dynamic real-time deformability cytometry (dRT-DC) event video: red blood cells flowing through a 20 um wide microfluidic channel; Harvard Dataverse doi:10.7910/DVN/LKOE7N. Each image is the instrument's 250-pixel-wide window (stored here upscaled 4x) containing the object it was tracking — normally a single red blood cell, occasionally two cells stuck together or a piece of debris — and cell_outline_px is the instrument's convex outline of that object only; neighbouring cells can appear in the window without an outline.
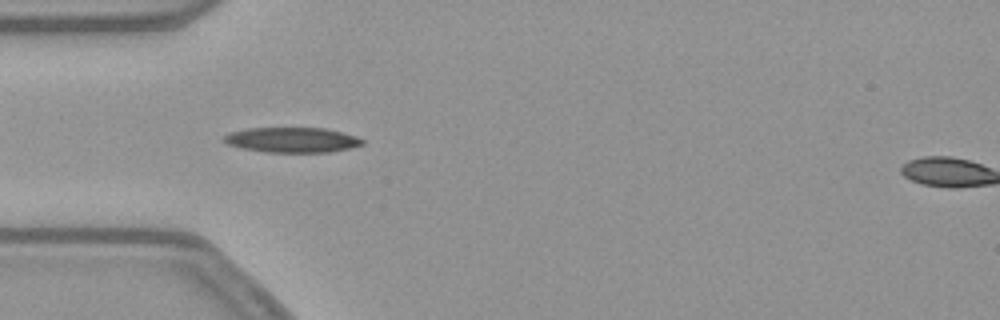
{"species": "common noctule bat (a hibernating species)", "species_latin": "Nyctalus noctula", "temperature_condition": "warm", "stored_images_in_passage": 42, "camera_frame_rate_fps": 3000, "um_per_image_px": 0.085, "animal": {"sex": "female", "body_mass_g": 21.9}, "frame": {"image": 1, "passage_image": 4, "time_ms": 1.0, "image_size_px": [1000, 320], "cell_outline_px": [[364, 144], [348, 148], [328, 152], [268, 152], [244, 148], [228, 144], [224, 140], [224, 136], [228, 132], [248, 128], [324, 128], [356, 136], [364, 140]], "centroid_in_image_um": [24.82, 11.88], "position_along_channel_um": 60.2, "area_um2": 20.0}}
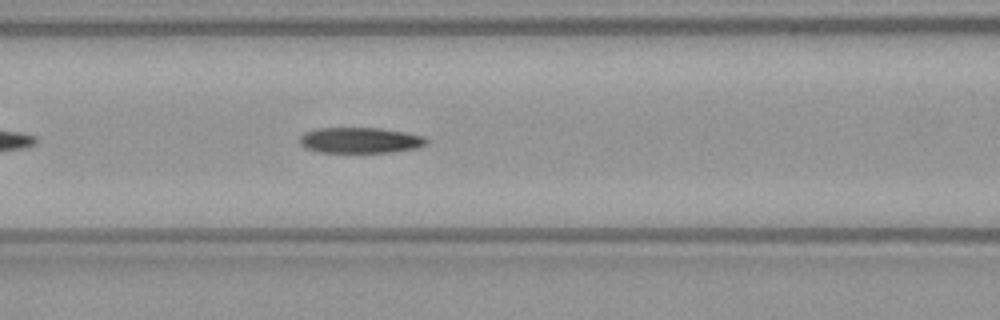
{"frame": {"image": 2, "passage_image": 10, "time_ms": 3.0, "image_size_px": [1000, 320], "cell_outline_px": [[428, 140], [424, 144], [416, 148], [392, 152], [316, 152], [304, 148], [300, 144], [300, 136], [304, 132], [316, 128], [380, 128], [404, 132], [424, 136]], "centroid_in_image_um": [30.56, 11.92], "position_along_channel_um": 136.0, "area_um2": 19.02}}
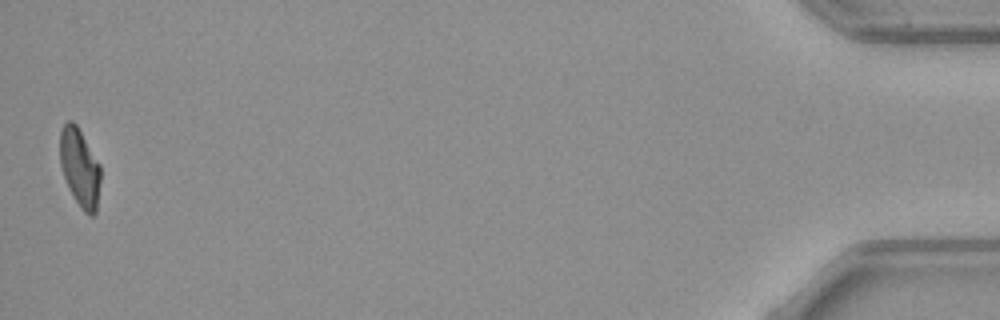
{"frame": {"image": 3, "passage_image": 41, "time_ms": 13.333, "image_size_px": [1000, 320], "cell_outline_px": [[100, 180], [96, 212], [92, 216], [88, 216], [80, 208], [68, 188], [60, 164], [60, 132], [64, 124], [68, 120], [72, 120], [76, 124], [100, 164]], "centroid_in_image_um": [6.78, 14.27], "position_along_channel_um": 428.4, "area_um2": 18.5}, "authors_computed_cell_mechanics": {"area_um2": 19.6809, "velocity_mm_per_s": 3.8244, "shape_relaxation_time_tau1_ms": 5.6353, "shape_relaxation_time_tau2_ms": 7.0584, "deformation_change_tau1": 0.1798, "deformation_change_tau2": 0.1577}}